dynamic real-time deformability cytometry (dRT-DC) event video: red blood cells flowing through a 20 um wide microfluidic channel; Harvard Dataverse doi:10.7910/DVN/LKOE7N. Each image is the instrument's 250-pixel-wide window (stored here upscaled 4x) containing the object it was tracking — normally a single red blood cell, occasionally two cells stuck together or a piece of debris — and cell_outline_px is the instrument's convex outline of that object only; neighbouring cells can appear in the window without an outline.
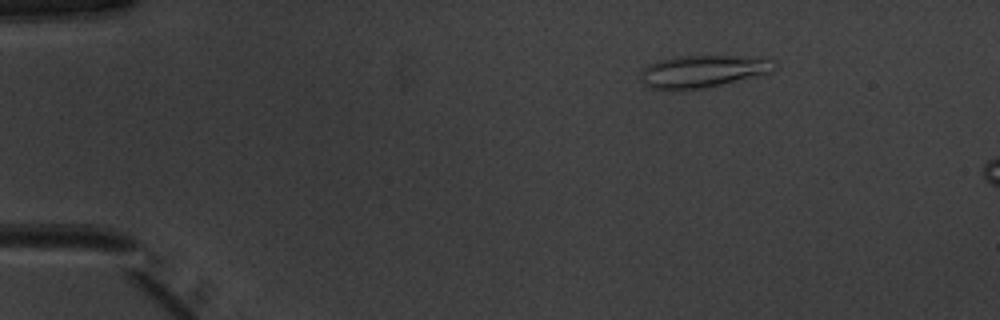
{"species": "common noctule bat (a hibernating species)", "species_latin": "Nyctalus noctula", "temperature_condition": "warm", "stored_images_in_passage": 9, "camera_frame_rate_fps": 3000, "um_per_image_px": 0.085, "animal": {"sex": "male", "body_mass_g": 20.1, "forearm_length_mm": 53.5}, "frame": {"image": 1, "passage_image": 1, "time_ms": 0.0, "image_size_px": [1000, 320], "cell_outline_px": [[776, 64], [772, 72], [756, 76], [704, 88], [648, 88], [640, 80], [640, 72], [648, 64], [680, 56], [744, 56], [776, 60]], "centroid_in_image_um": [59.77, 6.04], "position_along_channel_um": 25.2, "area_um2": 24.68}}